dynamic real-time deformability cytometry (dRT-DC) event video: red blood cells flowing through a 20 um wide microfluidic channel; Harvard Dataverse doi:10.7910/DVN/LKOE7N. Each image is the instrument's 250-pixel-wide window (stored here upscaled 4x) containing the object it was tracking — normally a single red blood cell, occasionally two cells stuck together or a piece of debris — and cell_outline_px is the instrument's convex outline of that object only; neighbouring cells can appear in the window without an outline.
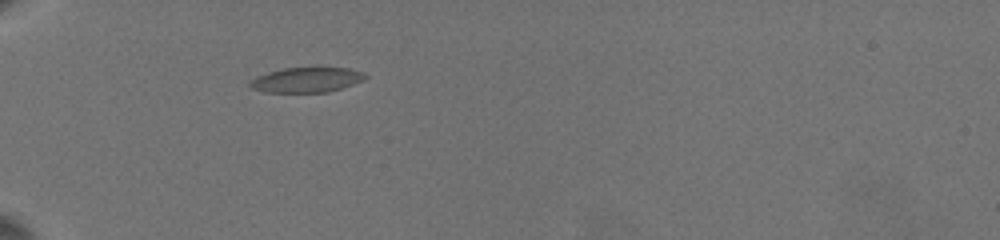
{"species": "common noctule bat (a hibernating species)", "species_latin": "Nyctalus noctula", "temperature_condition": "warm", "stored_images_in_passage": 2, "camera_frame_rate_fps": 3000, "um_per_image_px": 0.085, "animal": {"sex": "female", "body_mass_g": 19.5, "forearm_length_mm": 54.1}, "frame": {"image": 1, "passage_image": 1, "time_ms": 0.0, "image_size_px": [1000, 240], "cell_outline_px": [[368, 76], [364, 80], [328, 92], [264, 92], [252, 88], [248, 84], [256, 76], [268, 72], [284, 68], [348, 68], [364, 72]], "centroid_in_image_um": [26.06, 6.79], "position_along_channel_um": 58.9, "area_um2": 16.65}}